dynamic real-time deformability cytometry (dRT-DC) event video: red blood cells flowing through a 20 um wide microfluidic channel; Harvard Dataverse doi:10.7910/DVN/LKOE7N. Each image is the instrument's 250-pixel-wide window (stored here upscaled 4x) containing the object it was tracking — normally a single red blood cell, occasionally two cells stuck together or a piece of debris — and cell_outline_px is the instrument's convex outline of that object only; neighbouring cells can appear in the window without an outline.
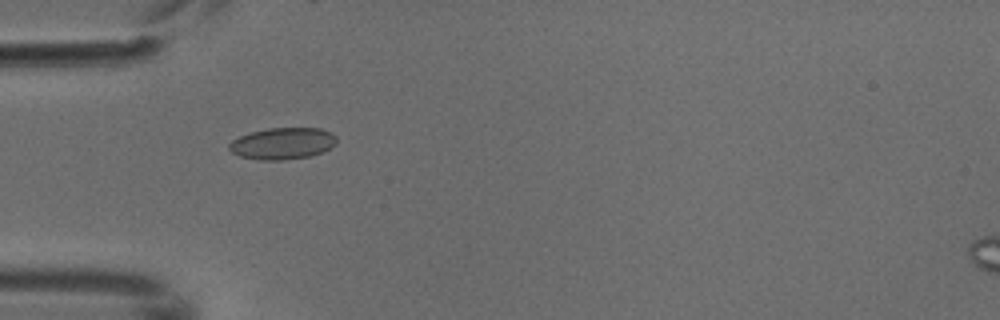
{"species": "common noctule bat (a hibernating species)", "species_latin": "Nyctalus noctula", "temperature_condition": "cold", "stored_images_in_passage": 3, "camera_frame_rate_fps": 3000, "um_per_image_px": 0.085, "animal": {"sex": "male", "body_mass_g": 18.8}, "frame": {"image": 1, "passage_image": 1, "time_ms": 0.0, "image_size_px": [1000, 320], "cell_outline_px": [[336, 144], [332, 148], [324, 152], [308, 156], [284, 160], [260, 160], [240, 156], [232, 152], [228, 148], [228, 144], [232, 140], [240, 136], [252, 132], [268, 128], [320, 128], [332, 132], [336, 136]], "centroid_in_image_um": [24.05, 12.19], "position_along_channel_um": 61.0, "area_um2": 19.94}}
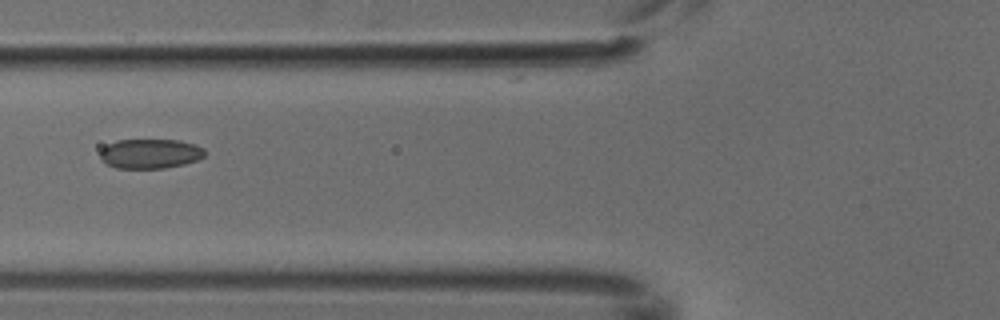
{"frame": {"image": 2, "passage_image": 2, "time_ms": 0.333, "image_size_px": [1000, 320], "cell_outline_px": [[204, 156], [196, 160], [184, 164], [164, 168], [116, 168], [100, 160], [100, 152], [108, 144], [116, 140], [180, 140], [196, 144], [204, 148]], "centroid_in_image_um": [12.77, 13.06], "position_along_channel_um": 113.0, "area_um2": 18.03}}
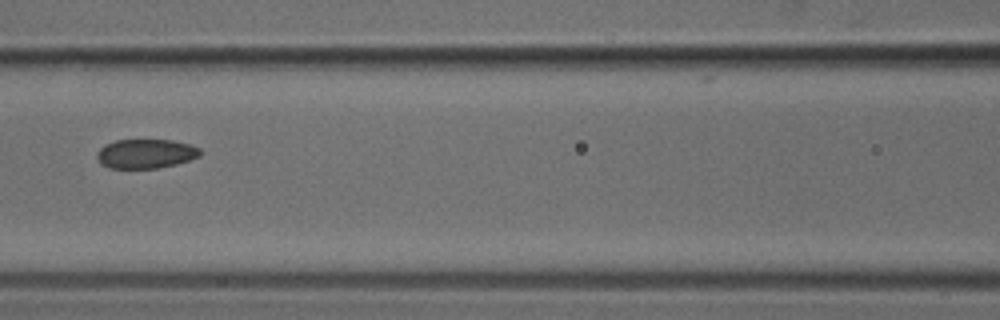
{"frame": {"image": 3, "passage_image": 3, "time_ms": 0.667, "image_size_px": [1000, 320], "cell_outline_px": [[200, 156], [176, 164], [156, 168], [108, 168], [100, 164], [96, 156], [96, 152], [104, 144], [116, 140], [172, 140], [188, 144], [200, 148]], "centroid_in_image_um": [12.34, 13.06], "position_along_channel_um": 154.3, "area_um2": 17.63}}